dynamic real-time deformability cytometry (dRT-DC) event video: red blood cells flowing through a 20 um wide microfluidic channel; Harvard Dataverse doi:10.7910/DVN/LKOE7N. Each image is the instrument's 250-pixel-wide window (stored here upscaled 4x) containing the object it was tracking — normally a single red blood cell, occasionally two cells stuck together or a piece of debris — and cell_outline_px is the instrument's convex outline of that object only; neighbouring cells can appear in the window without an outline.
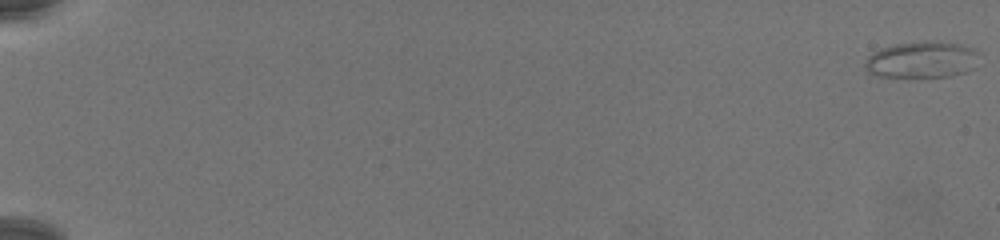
{"species": "common noctule bat (a hibernating species)", "species_latin": "Nyctalus noctula", "temperature_condition": "warm", "stored_images_in_passage": 80, "camera_frame_rate_fps": 3000, "um_per_image_px": 0.085, "animal": {"sex": "female", "body_mass_g": 19.5, "forearm_length_mm": 54.1}, "frame": {"image": 1, "passage_image": 1, "time_ms": 0.0, "image_size_px": [1000, 240], "cell_outline_px": [[980, 52], [976, 68], [964, 72], [948, 76], [880, 76], [868, 72], [864, 64], [864, 60], [872, 52], [880, 48], [896, 44], [928, 40], [956, 44], [976, 48]], "centroid_in_image_um": [78.39, 5.06], "position_along_channel_um": 6.6, "area_um2": 24.33}}
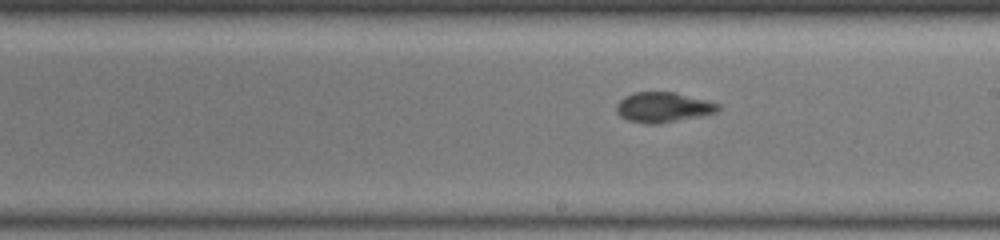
{"frame": {"image": 2, "passage_image": 50, "time_ms": 16.333, "image_size_px": [1000, 240], "cell_outline_px": [[720, 108], [716, 112], [700, 116], [656, 124], [644, 124], [628, 120], [620, 116], [616, 112], [616, 104], [624, 96], [636, 92], [676, 92], [720, 104]], "centroid_in_image_um": [56.34, 9.12], "position_along_channel_um": 232.7, "area_um2": 17.8}}
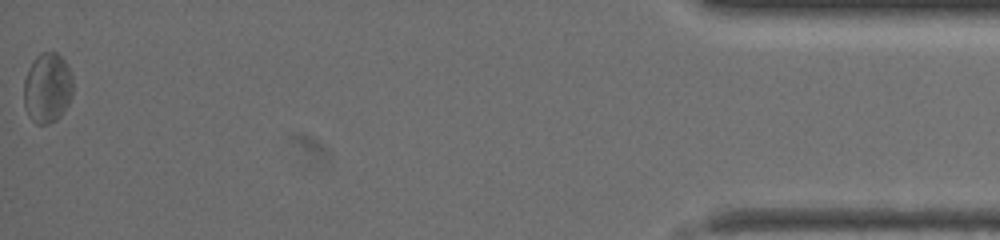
{"frame": {"image": 3, "passage_image": 80, "time_ms": 26.333, "image_size_px": [1000, 240], "cell_outline_px": [[72, 96], [68, 104], [60, 116], [56, 120], [48, 124], [36, 124], [28, 116], [24, 104], [24, 80], [32, 60], [40, 52], [56, 52], [68, 64], [72, 76]], "centroid_in_image_um": [4.02, 7.47], "position_along_channel_um": 431.2, "area_um2": 20.23}}